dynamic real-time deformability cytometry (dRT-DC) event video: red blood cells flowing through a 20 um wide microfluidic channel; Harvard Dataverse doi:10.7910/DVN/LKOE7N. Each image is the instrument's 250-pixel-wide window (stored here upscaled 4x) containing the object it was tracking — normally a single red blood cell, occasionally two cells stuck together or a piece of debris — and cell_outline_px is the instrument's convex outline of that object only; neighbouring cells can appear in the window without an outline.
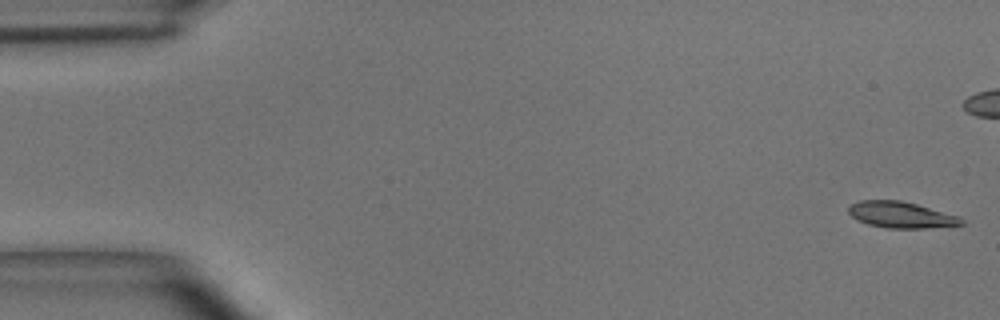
{"species": "common noctule bat (a hibernating species)", "species_latin": "Nyctalus noctula", "temperature_condition": "room temperature", "stored_images_in_passage": 50, "camera_frame_rate_fps": 3000, "um_per_image_px": 0.085, "animal": {"sex": "male", "body_mass_g": 15.6}, "frame": {"image": 1, "passage_image": 1, "time_ms": 0.0, "image_size_px": [1000, 320], "cell_outline_px": [[964, 224], [924, 228], [884, 228], [868, 224], [856, 220], [848, 212], [848, 208], [852, 204], [860, 200], [900, 200], [916, 204], [956, 216], [964, 220]], "centroid_in_image_um": [76.52, 18.26], "position_along_channel_um": 8.5, "area_um2": 16.99}}
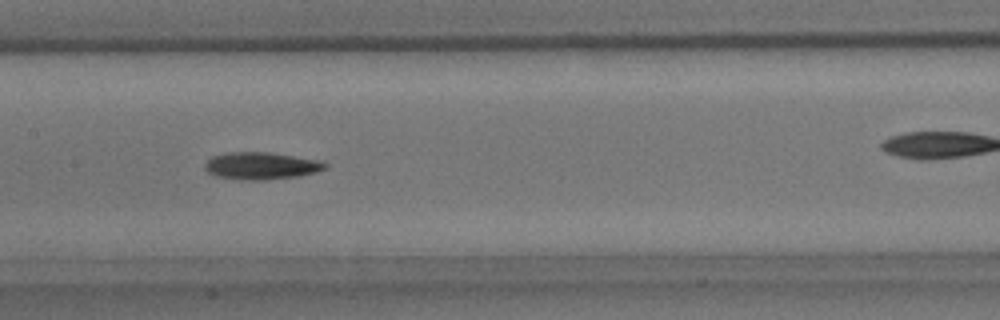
{"frame": {"image": 2, "passage_image": 24, "time_ms": 7.667, "image_size_px": [1000, 320], "cell_outline_px": [[328, 168], [316, 172], [300, 176], [264, 180], [248, 180], [216, 176], [208, 172], [204, 168], [204, 164], [212, 156], [228, 152], [268, 152], [316, 160], [328, 164]], "centroid_in_image_um": [22.19, 14.1], "position_along_channel_um": 185.2, "area_um2": 18.96}}
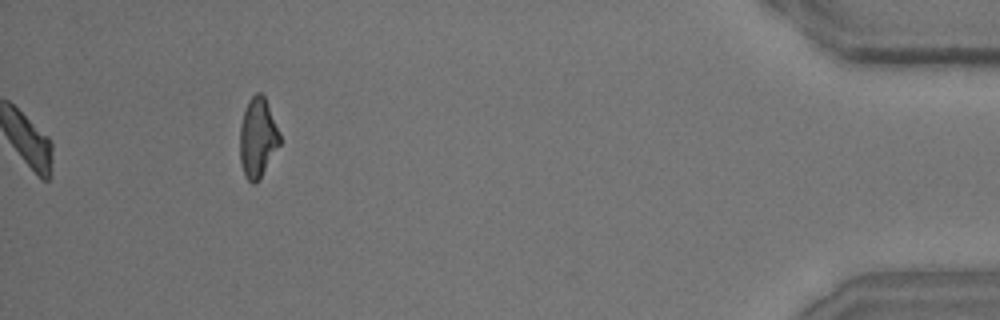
{"frame": {"image": 3, "passage_image": 50, "time_ms": 16.333, "image_size_px": [1000, 320], "cell_outline_px": [[280, 144], [256, 184], [252, 184], [244, 176], [240, 160], [240, 124], [244, 108], [248, 100], [256, 92], [260, 92], [264, 96], [280, 136]], "centroid_in_image_um": [21.87, 11.71], "position_along_channel_um": 413.3, "area_um2": 18.32}, "authors_computed_cell_mechanics": {"area_um2": 17.6001, "velocity_mm_per_s": 4.0184, "shape_relaxation_time_tau1_ms": 3.5119, "shape_relaxation_time_tau2_ms": null, "deformation_change_tau1": 0.1615, "deformation_change_tau2": null}}